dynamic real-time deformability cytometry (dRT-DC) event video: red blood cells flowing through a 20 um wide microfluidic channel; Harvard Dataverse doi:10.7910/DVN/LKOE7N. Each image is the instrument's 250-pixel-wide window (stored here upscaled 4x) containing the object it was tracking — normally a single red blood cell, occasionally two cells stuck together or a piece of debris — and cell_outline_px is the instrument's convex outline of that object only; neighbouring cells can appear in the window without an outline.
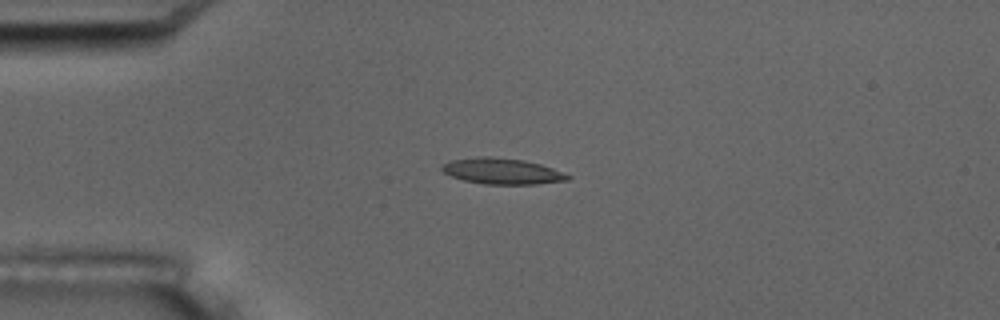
{"species": "common noctule bat (a hibernating species)", "species_latin": "Nyctalus noctula", "temperature_condition": "room temperature", "stored_images_in_passage": 4, "camera_frame_rate_fps": 3000, "um_per_image_px": 0.085, "animal": {"sex": "male", "body_mass_g": 17.5, "forearm_length_mm": 52.3}, "frame": {"image": 1, "passage_image": 3, "time_ms": 2.333, "image_size_px": [1000, 320], "cell_outline_px": [[572, 176], [568, 180], [536, 184], [484, 184], [464, 180], [452, 176], [444, 172], [440, 168], [448, 160], [476, 156], [488, 156], [524, 160], [540, 164], [552, 168]], "centroid_in_image_um": [42.66, 14.54], "position_along_channel_um": 42.3, "area_um2": 19.02}}